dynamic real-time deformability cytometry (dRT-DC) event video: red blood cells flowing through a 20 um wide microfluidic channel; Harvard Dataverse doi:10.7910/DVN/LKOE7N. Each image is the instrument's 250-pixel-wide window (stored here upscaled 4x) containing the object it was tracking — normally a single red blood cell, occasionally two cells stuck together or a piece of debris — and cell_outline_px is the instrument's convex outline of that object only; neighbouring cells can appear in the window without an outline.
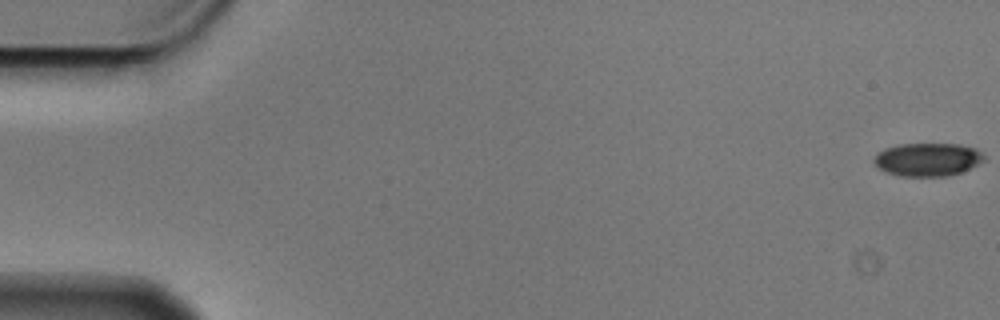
{"species": "Egyptian fruit bat (a non-hibernating species)", "species_latin": "Rousettus aegyptiacus", "temperature_condition": "cold", "stored_images_in_passage": 9, "camera_frame_rate_fps": 3000, "um_per_image_px": 0.085, "animal": {"sex": "male"}, "frame": {"image": 1, "passage_image": 1, "time_ms": 0.0, "image_size_px": [1000, 320], "cell_outline_px": [[984, 160], [960, 172], [948, 176], [900, 176], [888, 172], [880, 168], [872, 160], [876, 152], [884, 148], [900, 144], [960, 144], [976, 148], [984, 152]], "centroid_in_image_um": [78.84, 13.54], "position_along_channel_um": 6.2, "area_um2": 21.27}}
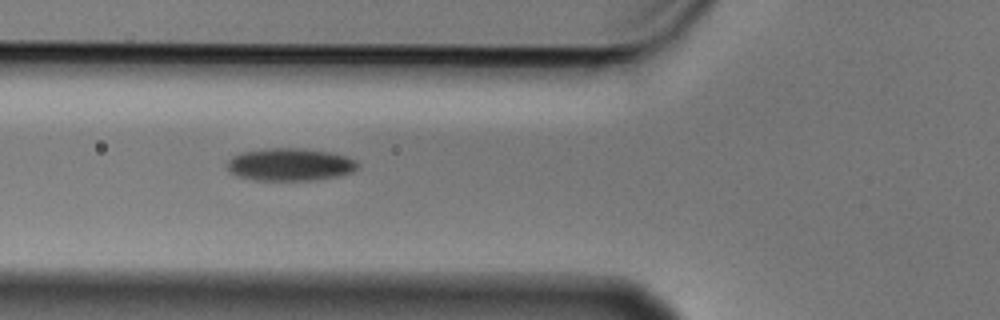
{"frame": {"image": 2, "passage_image": 6, "time_ms": 1.667, "image_size_px": [1000, 320], "cell_outline_px": [[356, 168], [352, 172], [336, 176], [312, 180], [260, 180], [236, 176], [228, 168], [228, 160], [232, 156], [244, 152], [272, 148], [296, 148], [328, 152], [344, 156], [356, 160]], "centroid_in_image_um": [24.63, 13.99], "position_along_channel_um": 101.2, "area_um2": 24.22}}
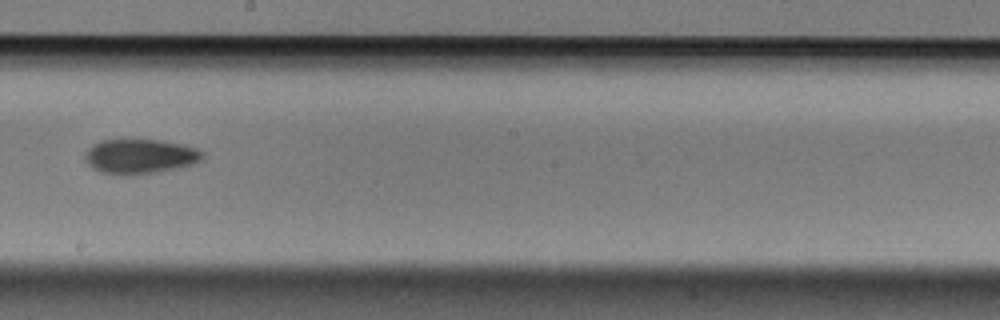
{"frame": {"image": 3, "passage_image": 9, "time_ms": 2.667, "image_size_px": [1000, 320], "cell_outline_px": [[204, 156], [200, 160], [192, 164], [176, 168], [128, 176], [104, 172], [92, 168], [84, 160], [84, 152], [92, 144], [100, 140], [160, 140], [180, 144], [196, 148], [204, 152]], "centroid_in_image_um": [11.85, 13.28], "position_along_channel_um": 236.3, "area_um2": 23.64}}